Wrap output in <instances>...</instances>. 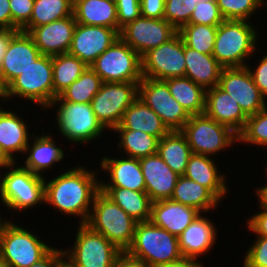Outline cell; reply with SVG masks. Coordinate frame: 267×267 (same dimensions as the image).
Masks as SVG:
<instances>
[{
    "label": "cell",
    "instance_id": "obj_25",
    "mask_svg": "<svg viewBox=\"0 0 267 267\" xmlns=\"http://www.w3.org/2000/svg\"><path fill=\"white\" fill-rule=\"evenodd\" d=\"M201 212L171 199L152 202L149 221L170 234L179 236Z\"/></svg>",
    "mask_w": 267,
    "mask_h": 267
},
{
    "label": "cell",
    "instance_id": "obj_59",
    "mask_svg": "<svg viewBox=\"0 0 267 267\" xmlns=\"http://www.w3.org/2000/svg\"><path fill=\"white\" fill-rule=\"evenodd\" d=\"M0 99L2 100V102H5L4 101V88L1 86V84H0Z\"/></svg>",
    "mask_w": 267,
    "mask_h": 267
},
{
    "label": "cell",
    "instance_id": "obj_61",
    "mask_svg": "<svg viewBox=\"0 0 267 267\" xmlns=\"http://www.w3.org/2000/svg\"><path fill=\"white\" fill-rule=\"evenodd\" d=\"M208 1H216V0H196V5L201 4V3H206Z\"/></svg>",
    "mask_w": 267,
    "mask_h": 267
},
{
    "label": "cell",
    "instance_id": "obj_50",
    "mask_svg": "<svg viewBox=\"0 0 267 267\" xmlns=\"http://www.w3.org/2000/svg\"><path fill=\"white\" fill-rule=\"evenodd\" d=\"M113 267H151L143 260L130 256L126 251L121 252L115 259Z\"/></svg>",
    "mask_w": 267,
    "mask_h": 267
},
{
    "label": "cell",
    "instance_id": "obj_28",
    "mask_svg": "<svg viewBox=\"0 0 267 267\" xmlns=\"http://www.w3.org/2000/svg\"><path fill=\"white\" fill-rule=\"evenodd\" d=\"M185 77L205 90L219 85L223 67L212 54H204L184 45Z\"/></svg>",
    "mask_w": 267,
    "mask_h": 267
},
{
    "label": "cell",
    "instance_id": "obj_7",
    "mask_svg": "<svg viewBox=\"0 0 267 267\" xmlns=\"http://www.w3.org/2000/svg\"><path fill=\"white\" fill-rule=\"evenodd\" d=\"M56 109V125L62 137L68 142L85 144L100 138L106 131L97 120L90 103L64 101L59 96L54 98L49 108ZM103 133V134H102Z\"/></svg>",
    "mask_w": 267,
    "mask_h": 267
},
{
    "label": "cell",
    "instance_id": "obj_22",
    "mask_svg": "<svg viewBox=\"0 0 267 267\" xmlns=\"http://www.w3.org/2000/svg\"><path fill=\"white\" fill-rule=\"evenodd\" d=\"M100 163L102 171L109 174V181L100 180V187H120L145 192V179L139 159L104 156Z\"/></svg>",
    "mask_w": 267,
    "mask_h": 267
},
{
    "label": "cell",
    "instance_id": "obj_31",
    "mask_svg": "<svg viewBox=\"0 0 267 267\" xmlns=\"http://www.w3.org/2000/svg\"><path fill=\"white\" fill-rule=\"evenodd\" d=\"M171 200L206 213L221 203L207 188L185 177L178 178Z\"/></svg>",
    "mask_w": 267,
    "mask_h": 267
},
{
    "label": "cell",
    "instance_id": "obj_2",
    "mask_svg": "<svg viewBox=\"0 0 267 267\" xmlns=\"http://www.w3.org/2000/svg\"><path fill=\"white\" fill-rule=\"evenodd\" d=\"M250 21L224 19L217 26L213 56L223 68L245 67L256 52L260 34Z\"/></svg>",
    "mask_w": 267,
    "mask_h": 267
},
{
    "label": "cell",
    "instance_id": "obj_48",
    "mask_svg": "<svg viewBox=\"0 0 267 267\" xmlns=\"http://www.w3.org/2000/svg\"><path fill=\"white\" fill-rule=\"evenodd\" d=\"M257 67L254 69L250 65H246L248 68L254 84L260 90L262 97L267 99V54H263L262 59L258 61ZM250 66V67H249ZM252 68V69H251Z\"/></svg>",
    "mask_w": 267,
    "mask_h": 267
},
{
    "label": "cell",
    "instance_id": "obj_53",
    "mask_svg": "<svg viewBox=\"0 0 267 267\" xmlns=\"http://www.w3.org/2000/svg\"><path fill=\"white\" fill-rule=\"evenodd\" d=\"M14 30L0 28V64L2 62V58L6 52L8 42L11 36L15 33Z\"/></svg>",
    "mask_w": 267,
    "mask_h": 267
},
{
    "label": "cell",
    "instance_id": "obj_4",
    "mask_svg": "<svg viewBox=\"0 0 267 267\" xmlns=\"http://www.w3.org/2000/svg\"><path fill=\"white\" fill-rule=\"evenodd\" d=\"M126 252L151 267H160L183 258L178 237L150 221L137 222L133 242Z\"/></svg>",
    "mask_w": 267,
    "mask_h": 267
},
{
    "label": "cell",
    "instance_id": "obj_11",
    "mask_svg": "<svg viewBox=\"0 0 267 267\" xmlns=\"http://www.w3.org/2000/svg\"><path fill=\"white\" fill-rule=\"evenodd\" d=\"M76 231L73 246L63 249V254L76 267H113L121 250L86 224H78Z\"/></svg>",
    "mask_w": 267,
    "mask_h": 267
},
{
    "label": "cell",
    "instance_id": "obj_55",
    "mask_svg": "<svg viewBox=\"0 0 267 267\" xmlns=\"http://www.w3.org/2000/svg\"><path fill=\"white\" fill-rule=\"evenodd\" d=\"M53 267H76L65 254H62L55 262Z\"/></svg>",
    "mask_w": 267,
    "mask_h": 267
},
{
    "label": "cell",
    "instance_id": "obj_18",
    "mask_svg": "<svg viewBox=\"0 0 267 267\" xmlns=\"http://www.w3.org/2000/svg\"><path fill=\"white\" fill-rule=\"evenodd\" d=\"M42 54L31 36L24 31H16L10 38L0 64V84L5 88L15 77L34 63Z\"/></svg>",
    "mask_w": 267,
    "mask_h": 267
},
{
    "label": "cell",
    "instance_id": "obj_8",
    "mask_svg": "<svg viewBox=\"0 0 267 267\" xmlns=\"http://www.w3.org/2000/svg\"><path fill=\"white\" fill-rule=\"evenodd\" d=\"M38 235L8 221L0 234V255L8 267H31L52 248Z\"/></svg>",
    "mask_w": 267,
    "mask_h": 267
},
{
    "label": "cell",
    "instance_id": "obj_35",
    "mask_svg": "<svg viewBox=\"0 0 267 267\" xmlns=\"http://www.w3.org/2000/svg\"><path fill=\"white\" fill-rule=\"evenodd\" d=\"M119 138L118 150L123 156L140 159L157 154L159 139L139 130L113 129ZM125 154V155H124Z\"/></svg>",
    "mask_w": 267,
    "mask_h": 267
},
{
    "label": "cell",
    "instance_id": "obj_39",
    "mask_svg": "<svg viewBox=\"0 0 267 267\" xmlns=\"http://www.w3.org/2000/svg\"><path fill=\"white\" fill-rule=\"evenodd\" d=\"M184 45L204 54H213L217 26L186 24L178 30Z\"/></svg>",
    "mask_w": 267,
    "mask_h": 267
},
{
    "label": "cell",
    "instance_id": "obj_60",
    "mask_svg": "<svg viewBox=\"0 0 267 267\" xmlns=\"http://www.w3.org/2000/svg\"><path fill=\"white\" fill-rule=\"evenodd\" d=\"M0 267H8L6 262L2 259L1 255H0Z\"/></svg>",
    "mask_w": 267,
    "mask_h": 267
},
{
    "label": "cell",
    "instance_id": "obj_23",
    "mask_svg": "<svg viewBox=\"0 0 267 267\" xmlns=\"http://www.w3.org/2000/svg\"><path fill=\"white\" fill-rule=\"evenodd\" d=\"M204 113L216 122L229 127L237 135L244 128L248 118L237 101L219 86L206 90Z\"/></svg>",
    "mask_w": 267,
    "mask_h": 267
},
{
    "label": "cell",
    "instance_id": "obj_52",
    "mask_svg": "<svg viewBox=\"0 0 267 267\" xmlns=\"http://www.w3.org/2000/svg\"><path fill=\"white\" fill-rule=\"evenodd\" d=\"M0 28L11 30V8L9 0H0Z\"/></svg>",
    "mask_w": 267,
    "mask_h": 267
},
{
    "label": "cell",
    "instance_id": "obj_56",
    "mask_svg": "<svg viewBox=\"0 0 267 267\" xmlns=\"http://www.w3.org/2000/svg\"><path fill=\"white\" fill-rule=\"evenodd\" d=\"M267 167V165H265ZM266 176H267V168H266ZM267 179V177H266ZM256 196L262 200H266L267 201V184L265 186H260L257 187L256 191Z\"/></svg>",
    "mask_w": 267,
    "mask_h": 267
},
{
    "label": "cell",
    "instance_id": "obj_33",
    "mask_svg": "<svg viewBox=\"0 0 267 267\" xmlns=\"http://www.w3.org/2000/svg\"><path fill=\"white\" fill-rule=\"evenodd\" d=\"M158 155L179 176L184 175L193 154L181 131H169L158 143Z\"/></svg>",
    "mask_w": 267,
    "mask_h": 267
},
{
    "label": "cell",
    "instance_id": "obj_43",
    "mask_svg": "<svg viewBox=\"0 0 267 267\" xmlns=\"http://www.w3.org/2000/svg\"><path fill=\"white\" fill-rule=\"evenodd\" d=\"M223 21L224 18L219 11L217 2L208 1L206 3L196 5L189 23L219 26Z\"/></svg>",
    "mask_w": 267,
    "mask_h": 267
},
{
    "label": "cell",
    "instance_id": "obj_58",
    "mask_svg": "<svg viewBox=\"0 0 267 267\" xmlns=\"http://www.w3.org/2000/svg\"><path fill=\"white\" fill-rule=\"evenodd\" d=\"M1 211V210H0ZM1 217H3L2 215H1V212H0V234L2 233V230H3V227H4V225L8 222V220L9 219H4V218H2L1 219Z\"/></svg>",
    "mask_w": 267,
    "mask_h": 267
},
{
    "label": "cell",
    "instance_id": "obj_1",
    "mask_svg": "<svg viewBox=\"0 0 267 267\" xmlns=\"http://www.w3.org/2000/svg\"><path fill=\"white\" fill-rule=\"evenodd\" d=\"M96 175L97 171L78 165L48 182L46 178L45 204L64 216H77L79 224H86L94 197L100 190V179Z\"/></svg>",
    "mask_w": 267,
    "mask_h": 267
},
{
    "label": "cell",
    "instance_id": "obj_27",
    "mask_svg": "<svg viewBox=\"0 0 267 267\" xmlns=\"http://www.w3.org/2000/svg\"><path fill=\"white\" fill-rule=\"evenodd\" d=\"M213 159L207 155L193 153L184 176L207 188L221 202L229 191L226 184L227 177L225 173H220Z\"/></svg>",
    "mask_w": 267,
    "mask_h": 267
},
{
    "label": "cell",
    "instance_id": "obj_19",
    "mask_svg": "<svg viewBox=\"0 0 267 267\" xmlns=\"http://www.w3.org/2000/svg\"><path fill=\"white\" fill-rule=\"evenodd\" d=\"M77 22L74 15L32 28L28 34L41 54L56 56L68 53Z\"/></svg>",
    "mask_w": 267,
    "mask_h": 267
},
{
    "label": "cell",
    "instance_id": "obj_62",
    "mask_svg": "<svg viewBox=\"0 0 267 267\" xmlns=\"http://www.w3.org/2000/svg\"><path fill=\"white\" fill-rule=\"evenodd\" d=\"M7 163V161L0 155V165Z\"/></svg>",
    "mask_w": 267,
    "mask_h": 267
},
{
    "label": "cell",
    "instance_id": "obj_15",
    "mask_svg": "<svg viewBox=\"0 0 267 267\" xmlns=\"http://www.w3.org/2000/svg\"><path fill=\"white\" fill-rule=\"evenodd\" d=\"M178 31L165 19L140 16L121 28L119 37L140 56L172 39Z\"/></svg>",
    "mask_w": 267,
    "mask_h": 267
},
{
    "label": "cell",
    "instance_id": "obj_40",
    "mask_svg": "<svg viewBox=\"0 0 267 267\" xmlns=\"http://www.w3.org/2000/svg\"><path fill=\"white\" fill-rule=\"evenodd\" d=\"M267 147V106L248 116L245 126L238 134V143Z\"/></svg>",
    "mask_w": 267,
    "mask_h": 267
},
{
    "label": "cell",
    "instance_id": "obj_41",
    "mask_svg": "<svg viewBox=\"0 0 267 267\" xmlns=\"http://www.w3.org/2000/svg\"><path fill=\"white\" fill-rule=\"evenodd\" d=\"M224 19L250 20L264 6V0H216ZM257 9V10H256Z\"/></svg>",
    "mask_w": 267,
    "mask_h": 267
},
{
    "label": "cell",
    "instance_id": "obj_54",
    "mask_svg": "<svg viewBox=\"0 0 267 267\" xmlns=\"http://www.w3.org/2000/svg\"><path fill=\"white\" fill-rule=\"evenodd\" d=\"M203 266L205 265H203L200 261L196 259L183 257L178 261L171 262L160 267H203Z\"/></svg>",
    "mask_w": 267,
    "mask_h": 267
},
{
    "label": "cell",
    "instance_id": "obj_3",
    "mask_svg": "<svg viewBox=\"0 0 267 267\" xmlns=\"http://www.w3.org/2000/svg\"><path fill=\"white\" fill-rule=\"evenodd\" d=\"M137 221L99 190L94 197L86 222L93 231L104 235L122 252L127 251L134 238Z\"/></svg>",
    "mask_w": 267,
    "mask_h": 267
},
{
    "label": "cell",
    "instance_id": "obj_63",
    "mask_svg": "<svg viewBox=\"0 0 267 267\" xmlns=\"http://www.w3.org/2000/svg\"><path fill=\"white\" fill-rule=\"evenodd\" d=\"M264 6L267 7V0H264Z\"/></svg>",
    "mask_w": 267,
    "mask_h": 267
},
{
    "label": "cell",
    "instance_id": "obj_24",
    "mask_svg": "<svg viewBox=\"0 0 267 267\" xmlns=\"http://www.w3.org/2000/svg\"><path fill=\"white\" fill-rule=\"evenodd\" d=\"M215 222L200 213L196 219L178 236L183 257L198 260L201 255L211 252L217 238Z\"/></svg>",
    "mask_w": 267,
    "mask_h": 267
},
{
    "label": "cell",
    "instance_id": "obj_36",
    "mask_svg": "<svg viewBox=\"0 0 267 267\" xmlns=\"http://www.w3.org/2000/svg\"><path fill=\"white\" fill-rule=\"evenodd\" d=\"M73 14V0H35L30 21L21 29L32 28L69 17Z\"/></svg>",
    "mask_w": 267,
    "mask_h": 267
},
{
    "label": "cell",
    "instance_id": "obj_21",
    "mask_svg": "<svg viewBox=\"0 0 267 267\" xmlns=\"http://www.w3.org/2000/svg\"><path fill=\"white\" fill-rule=\"evenodd\" d=\"M145 179V192L152 202L171 199L180 177L157 154L139 159Z\"/></svg>",
    "mask_w": 267,
    "mask_h": 267
},
{
    "label": "cell",
    "instance_id": "obj_16",
    "mask_svg": "<svg viewBox=\"0 0 267 267\" xmlns=\"http://www.w3.org/2000/svg\"><path fill=\"white\" fill-rule=\"evenodd\" d=\"M218 86L237 101L247 116L267 106V100L262 97L246 66L223 68Z\"/></svg>",
    "mask_w": 267,
    "mask_h": 267
},
{
    "label": "cell",
    "instance_id": "obj_47",
    "mask_svg": "<svg viewBox=\"0 0 267 267\" xmlns=\"http://www.w3.org/2000/svg\"><path fill=\"white\" fill-rule=\"evenodd\" d=\"M259 210L257 213L249 216L247 227L249 231H252L255 236L267 237V201L258 198Z\"/></svg>",
    "mask_w": 267,
    "mask_h": 267
},
{
    "label": "cell",
    "instance_id": "obj_32",
    "mask_svg": "<svg viewBox=\"0 0 267 267\" xmlns=\"http://www.w3.org/2000/svg\"><path fill=\"white\" fill-rule=\"evenodd\" d=\"M110 199L137 222L149 221L152 200L146 192L120 187H100Z\"/></svg>",
    "mask_w": 267,
    "mask_h": 267
},
{
    "label": "cell",
    "instance_id": "obj_45",
    "mask_svg": "<svg viewBox=\"0 0 267 267\" xmlns=\"http://www.w3.org/2000/svg\"><path fill=\"white\" fill-rule=\"evenodd\" d=\"M35 0H9L11 8V30H21L31 18Z\"/></svg>",
    "mask_w": 267,
    "mask_h": 267
},
{
    "label": "cell",
    "instance_id": "obj_9",
    "mask_svg": "<svg viewBox=\"0 0 267 267\" xmlns=\"http://www.w3.org/2000/svg\"><path fill=\"white\" fill-rule=\"evenodd\" d=\"M181 132L194 154L214 157L213 155L238 143V135L235 132L205 113L190 116Z\"/></svg>",
    "mask_w": 267,
    "mask_h": 267
},
{
    "label": "cell",
    "instance_id": "obj_34",
    "mask_svg": "<svg viewBox=\"0 0 267 267\" xmlns=\"http://www.w3.org/2000/svg\"><path fill=\"white\" fill-rule=\"evenodd\" d=\"M169 88L170 94L190 115L205 112L206 90L187 77H176L163 80Z\"/></svg>",
    "mask_w": 267,
    "mask_h": 267
},
{
    "label": "cell",
    "instance_id": "obj_38",
    "mask_svg": "<svg viewBox=\"0 0 267 267\" xmlns=\"http://www.w3.org/2000/svg\"><path fill=\"white\" fill-rule=\"evenodd\" d=\"M102 83L101 78L87 67L81 76L58 96L64 101L73 103H90L99 92Z\"/></svg>",
    "mask_w": 267,
    "mask_h": 267
},
{
    "label": "cell",
    "instance_id": "obj_20",
    "mask_svg": "<svg viewBox=\"0 0 267 267\" xmlns=\"http://www.w3.org/2000/svg\"><path fill=\"white\" fill-rule=\"evenodd\" d=\"M0 105V155L9 163L18 161L16 157L19 153L24 155L30 137V127L26 120L22 119L12 110L3 109ZM17 154V155H15Z\"/></svg>",
    "mask_w": 267,
    "mask_h": 267
},
{
    "label": "cell",
    "instance_id": "obj_42",
    "mask_svg": "<svg viewBox=\"0 0 267 267\" xmlns=\"http://www.w3.org/2000/svg\"><path fill=\"white\" fill-rule=\"evenodd\" d=\"M196 7V0H165L164 19L177 31L189 23Z\"/></svg>",
    "mask_w": 267,
    "mask_h": 267
},
{
    "label": "cell",
    "instance_id": "obj_13",
    "mask_svg": "<svg viewBox=\"0 0 267 267\" xmlns=\"http://www.w3.org/2000/svg\"><path fill=\"white\" fill-rule=\"evenodd\" d=\"M138 98L149 106L169 131H181L190 115L170 94L163 80L142 77L138 83Z\"/></svg>",
    "mask_w": 267,
    "mask_h": 267
},
{
    "label": "cell",
    "instance_id": "obj_6",
    "mask_svg": "<svg viewBox=\"0 0 267 267\" xmlns=\"http://www.w3.org/2000/svg\"><path fill=\"white\" fill-rule=\"evenodd\" d=\"M14 163H5L3 206L9 211H25L45 203V176L32 173Z\"/></svg>",
    "mask_w": 267,
    "mask_h": 267
},
{
    "label": "cell",
    "instance_id": "obj_49",
    "mask_svg": "<svg viewBox=\"0 0 267 267\" xmlns=\"http://www.w3.org/2000/svg\"><path fill=\"white\" fill-rule=\"evenodd\" d=\"M141 16L164 19L165 0H140Z\"/></svg>",
    "mask_w": 267,
    "mask_h": 267
},
{
    "label": "cell",
    "instance_id": "obj_46",
    "mask_svg": "<svg viewBox=\"0 0 267 267\" xmlns=\"http://www.w3.org/2000/svg\"><path fill=\"white\" fill-rule=\"evenodd\" d=\"M115 2L120 32L122 27L141 16L140 0H115Z\"/></svg>",
    "mask_w": 267,
    "mask_h": 267
},
{
    "label": "cell",
    "instance_id": "obj_37",
    "mask_svg": "<svg viewBox=\"0 0 267 267\" xmlns=\"http://www.w3.org/2000/svg\"><path fill=\"white\" fill-rule=\"evenodd\" d=\"M54 98L77 80L87 69L79 58L68 53L52 56Z\"/></svg>",
    "mask_w": 267,
    "mask_h": 267
},
{
    "label": "cell",
    "instance_id": "obj_57",
    "mask_svg": "<svg viewBox=\"0 0 267 267\" xmlns=\"http://www.w3.org/2000/svg\"><path fill=\"white\" fill-rule=\"evenodd\" d=\"M3 170H5V164L0 165V173H1L0 174V199H1L2 204H3V176H4Z\"/></svg>",
    "mask_w": 267,
    "mask_h": 267
},
{
    "label": "cell",
    "instance_id": "obj_26",
    "mask_svg": "<svg viewBox=\"0 0 267 267\" xmlns=\"http://www.w3.org/2000/svg\"><path fill=\"white\" fill-rule=\"evenodd\" d=\"M45 133H41L42 135L40 136L33 134L31 137L33 141L30 140L31 144L29 142L26 147L24 155L27 154V157L22 164L23 168L40 176H44L43 174L46 170H52L54 168L53 165L58 164L65 157L63 148L61 149L57 145L53 135Z\"/></svg>",
    "mask_w": 267,
    "mask_h": 267
},
{
    "label": "cell",
    "instance_id": "obj_44",
    "mask_svg": "<svg viewBox=\"0 0 267 267\" xmlns=\"http://www.w3.org/2000/svg\"><path fill=\"white\" fill-rule=\"evenodd\" d=\"M255 237V241L243 256V267H267V237Z\"/></svg>",
    "mask_w": 267,
    "mask_h": 267
},
{
    "label": "cell",
    "instance_id": "obj_10",
    "mask_svg": "<svg viewBox=\"0 0 267 267\" xmlns=\"http://www.w3.org/2000/svg\"><path fill=\"white\" fill-rule=\"evenodd\" d=\"M103 82H140L141 56L120 37L90 65Z\"/></svg>",
    "mask_w": 267,
    "mask_h": 267
},
{
    "label": "cell",
    "instance_id": "obj_51",
    "mask_svg": "<svg viewBox=\"0 0 267 267\" xmlns=\"http://www.w3.org/2000/svg\"><path fill=\"white\" fill-rule=\"evenodd\" d=\"M60 249L53 247L41 260L34 263L31 267H53L56 260L63 254V249Z\"/></svg>",
    "mask_w": 267,
    "mask_h": 267
},
{
    "label": "cell",
    "instance_id": "obj_5",
    "mask_svg": "<svg viewBox=\"0 0 267 267\" xmlns=\"http://www.w3.org/2000/svg\"><path fill=\"white\" fill-rule=\"evenodd\" d=\"M17 97L49 108L54 99L52 56L42 54L4 88L5 103Z\"/></svg>",
    "mask_w": 267,
    "mask_h": 267
},
{
    "label": "cell",
    "instance_id": "obj_17",
    "mask_svg": "<svg viewBox=\"0 0 267 267\" xmlns=\"http://www.w3.org/2000/svg\"><path fill=\"white\" fill-rule=\"evenodd\" d=\"M119 38V31L105 26L77 23L68 54L88 67Z\"/></svg>",
    "mask_w": 267,
    "mask_h": 267
},
{
    "label": "cell",
    "instance_id": "obj_29",
    "mask_svg": "<svg viewBox=\"0 0 267 267\" xmlns=\"http://www.w3.org/2000/svg\"><path fill=\"white\" fill-rule=\"evenodd\" d=\"M73 15L79 24L105 26L118 30L116 2L112 0H74Z\"/></svg>",
    "mask_w": 267,
    "mask_h": 267
},
{
    "label": "cell",
    "instance_id": "obj_14",
    "mask_svg": "<svg viewBox=\"0 0 267 267\" xmlns=\"http://www.w3.org/2000/svg\"><path fill=\"white\" fill-rule=\"evenodd\" d=\"M184 42L177 33L168 42L141 56L142 77L165 80L185 76Z\"/></svg>",
    "mask_w": 267,
    "mask_h": 267
},
{
    "label": "cell",
    "instance_id": "obj_12",
    "mask_svg": "<svg viewBox=\"0 0 267 267\" xmlns=\"http://www.w3.org/2000/svg\"><path fill=\"white\" fill-rule=\"evenodd\" d=\"M139 82H103L90 102L97 120L108 131L117 127L124 111L138 98Z\"/></svg>",
    "mask_w": 267,
    "mask_h": 267
},
{
    "label": "cell",
    "instance_id": "obj_30",
    "mask_svg": "<svg viewBox=\"0 0 267 267\" xmlns=\"http://www.w3.org/2000/svg\"><path fill=\"white\" fill-rule=\"evenodd\" d=\"M114 129L139 130L159 140L169 132L161 118L139 98L124 111L120 124Z\"/></svg>",
    "mask_w": 267,
    "mask_h": 267
}]
</instances>
